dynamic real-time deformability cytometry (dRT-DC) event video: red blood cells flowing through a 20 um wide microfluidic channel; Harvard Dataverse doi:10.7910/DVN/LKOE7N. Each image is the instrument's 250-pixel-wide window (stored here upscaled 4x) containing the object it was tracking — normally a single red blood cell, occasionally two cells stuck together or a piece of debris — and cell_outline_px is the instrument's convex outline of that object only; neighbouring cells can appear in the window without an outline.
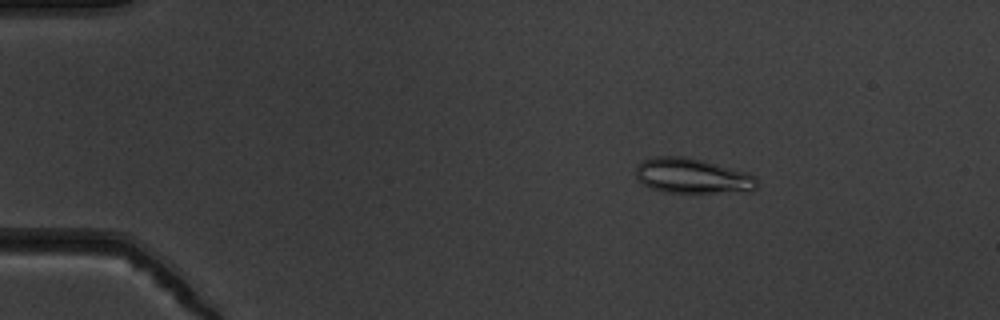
{"species": "common noctule bat (a hibernating species)", "species_latin": "Nyctalus noctula", "temperature_condition": "warm", "stored_images_in_passage": 52, "camera_frame_rate_fps": 3000, "um_per_image_px": 0.085, "animal": {"sex": "male", "body_mass_g": 19.5, "forearm_length_mm": 54.6}, "frame": {"image": 1, "passage_image": 7, "time_ms": 2.0, "image_size_px": [1000, 320], "cell_outline_px": [[756, 188], [752, 192], [664, 192], [652, 188], [636, 180], [636, 164], [644, 160], [656, 156], [684, 156], [748, 172], [756, 176]], "centroid_in_image_um": [58.85, 14.95], "position_along_channel_um": 26.2, "area_um2": 24.8}}
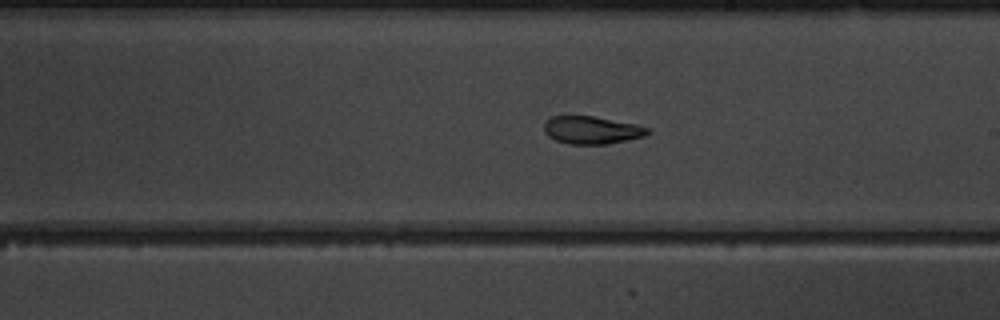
{"frame": {"image": 2, "passage_image": 30, "time_ms": 9.667, "image_size_px": [1000, 320], "cell_outline_px": [[652, 132], [644, 136], [628, 140], [608, 144], [568, 144], [556, 140], [548, 136], [544, 132], [544, 124], [552, 116], [592, 116], [636, 124], [652, 128]], "centroid_in_image_um": [50.34, 11.06], "position_along_channel_um": 238.7, "area_um2": 16.82}}
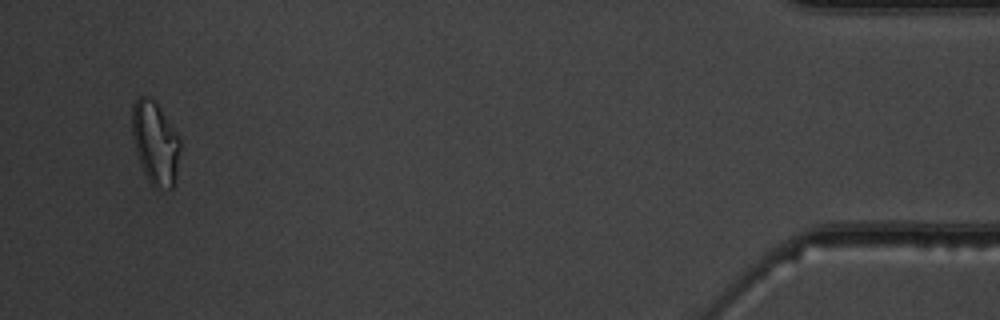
{"frame": {"image": 3, "passage_image": 50, "time_ms": 16.333, "image_size_px": [1000, 320], "cell_outline_px": [[180, 148], [176, 184], [172, 188], [160, 192], [148, 180], [140, 164], [136, 152], [132, 136], [132, 104], [140, 96], [152, 96], [180, 136]], "centroid_in_image_um": [13.22, 12.17], "position_along_channel_um": 422.0, "area_um2": 23.87}, "authors_computed_cell_mechanics": {"area_um2": 19.4208, "velocity_mm_per_s": 3.815, "shape_relaxation_time_tau1_ms": null, "shape_relaxation_time_tau2_ms": 2.5155, "deformation_change_tau1": null, "deformation_change_tau2": 0.0946}}